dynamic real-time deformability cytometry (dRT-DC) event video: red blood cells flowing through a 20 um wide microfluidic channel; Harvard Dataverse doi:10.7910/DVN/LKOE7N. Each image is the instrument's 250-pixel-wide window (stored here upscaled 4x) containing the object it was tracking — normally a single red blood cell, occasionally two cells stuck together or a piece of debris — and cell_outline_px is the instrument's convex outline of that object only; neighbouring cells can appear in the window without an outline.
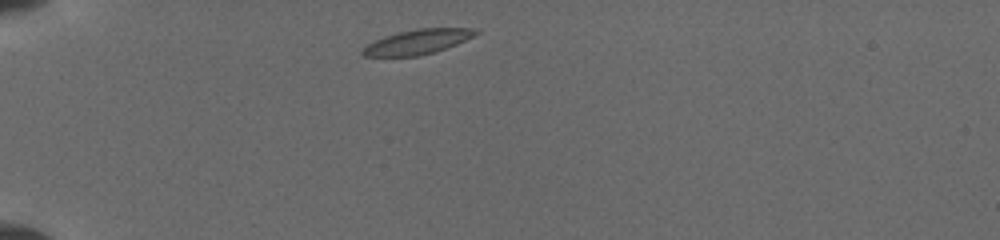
{"species": "common noctule bat (a hibernating species)", "species_latin": "Nyctalus noctula", "temperature_condition": "cold", "stored_images_in_passage": 29, "camera_frame_rate_fps": 3000, "um_per_image_px": 0.085, "animal": {"sex": "female", "body_mass_g": 19.5, "forearm_length_mm": 54.1}, "frame": {"image": 1, "passage_image": 1, "time_ms": 0.0, "image_size_px": [1000, 240], "cell_outline_px": [[480, 32], [456, 44], [432, 52], [416, 56], [364, 56], [360, 52], [368, 44], [384, 36], [416, 28], [472, 28]], "centroid_in_image_um": [35.46, 3.55], "position_along_channel_um": 49.5, "area_um2": 15.9}}
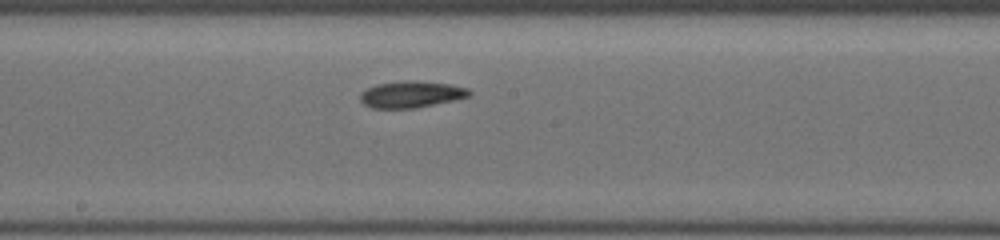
{"frame": {"image": 2, "passage_image": 15, "time_ms": 5.0, "image_size_px": [1000, 240], "cell_outline_px": [[472, 96], [416, 108], [372, 108], [364, 104], [360, 100], [360, 92], [376, 84], [404, 80], [416, 80], [448, 84], [468, 88], [472, 92]], "centroid_in_image_um": [34.96, 8.01], "position_along_channel_um": 213.2, "area_um2": 16.99}}
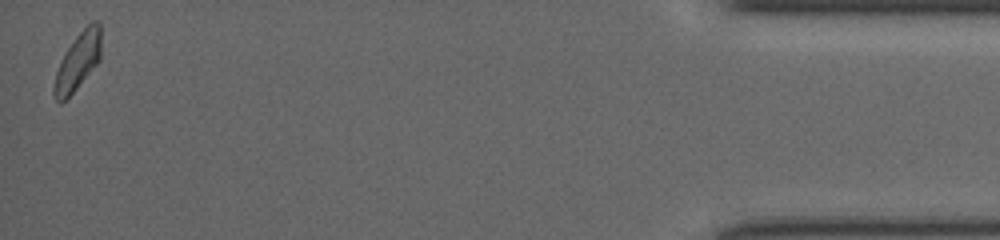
{"frame": {"image": 3, "passage_image": 29, "time_ms": 12.333, "image_size_px": [1000, 240], "cell_outline_px": [[100, 60], [72, 92], [60, 104], [56, 100], [52, 92], [52, 88], [56, 72], [68, 48], [76, 36], [92, 20], [100, 20]], "centroid_in_image_um": [6.62, 5.2], "position_along_channel_um": 428.6, "area_um2": 15.26}}